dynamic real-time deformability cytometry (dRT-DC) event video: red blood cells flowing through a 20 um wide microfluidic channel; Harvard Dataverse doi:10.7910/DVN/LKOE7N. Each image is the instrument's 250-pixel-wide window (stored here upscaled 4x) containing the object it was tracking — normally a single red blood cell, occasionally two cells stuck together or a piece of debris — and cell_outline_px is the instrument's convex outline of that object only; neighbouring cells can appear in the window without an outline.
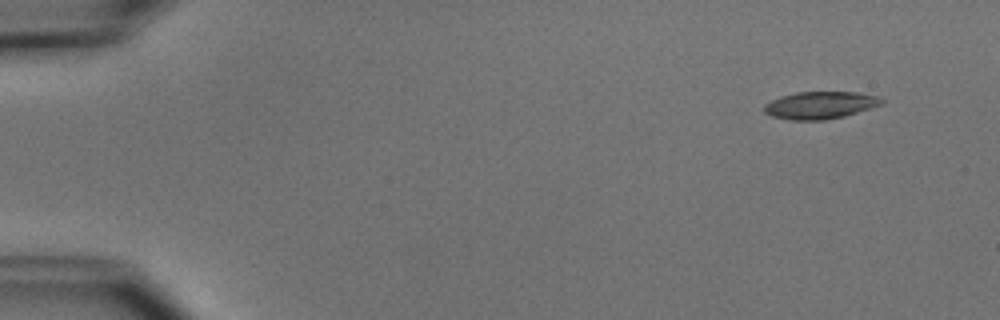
{"species": "common noctule bat (a hibernating species)", "species_latin": "Nyctalus noctula", "temperature_condition": "cold", "stored_images_in_passage": 4, "camera_frame_rate_fps": 3000, "um_per_image_px": 0.085, "animal": {"sex": "male", "body_mass_g": 15.6}, "frame": {"image": 1, "passage_image": 1, "time_ms": 0.0, "image_size_px": [1000, 320], "cell_outline_px": [[884, 104], [844, 116], [824, 120], [792, 120], [772, 116], [764, 112], [764, 104], [780, 96], [796, 92], [856, 92], [876, 96], [884, 100]], "centroid_in_image_um": [69.71, 8.94], "position_along_channel_um": 15.3, "area_um2": 18.67}}
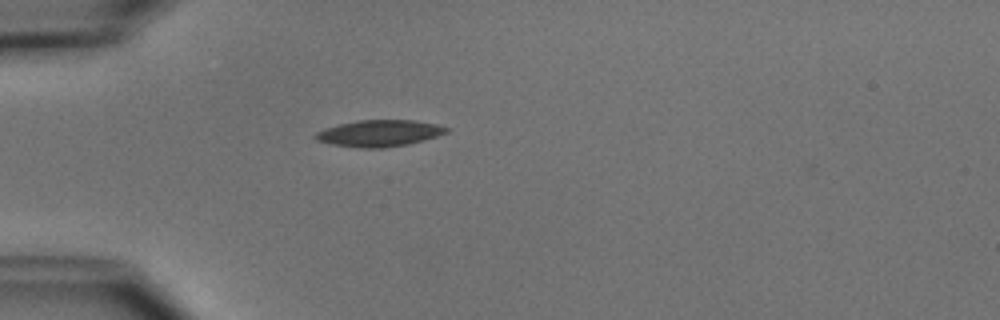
{"frame": {"image": 2, "passage_image": 4, "time_ms": 3.667, "image_size_px": [1000, 320], "cell_outline_px": [[452, 128], [448, 132], [424, 140], [408, 144], [384, 148], [360, 148], [332, 144], [316, 140], [312, 136], [316, 132], [324, 128], [356, 120], [412, 120], [436, 124]], "centroid_in_image_um": [32.23, 11.32], "position_along_channel_um": 52.8, "area_um2": 20.35}}